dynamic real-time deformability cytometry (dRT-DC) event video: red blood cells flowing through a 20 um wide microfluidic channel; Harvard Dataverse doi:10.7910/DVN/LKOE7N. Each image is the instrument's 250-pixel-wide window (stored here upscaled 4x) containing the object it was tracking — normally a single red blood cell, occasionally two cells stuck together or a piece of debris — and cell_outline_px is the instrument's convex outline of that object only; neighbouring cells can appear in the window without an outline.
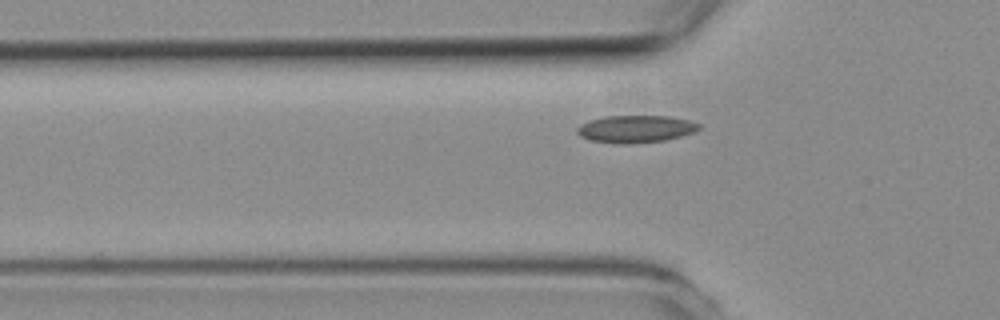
{"species": "common noctule bat (a hibernating species)", "species_latin": "Nyctalus noctula", "temperature_condition": "room temperature", "stored_images_in_passage": 7, "camera_frame_rate_fps": 3000, "um_per_image_px": 0.085, "animal": {"sex": "female", "body_mass_g": 19.3, "forearm_length_mm": 54.1}, "frame": {"image": 1, "passage_image": 7, "time_ms": 7.333, "image_size_px": [1000, 320], "cell_outline_px": [[700, 128], [692, 132], [680, 136], [664, 140], [628, 144], [620, 144], [592, 140], [580, 136], [576, 132], [576, 128], [580, 124], [588, 120], [604, 116], [668, 116], [688, 120], [700, 124]], "centroid_in_image_um": [53.98, 10.95], "position_along_channel_um": 71.8, "area_um2": 19.31}}